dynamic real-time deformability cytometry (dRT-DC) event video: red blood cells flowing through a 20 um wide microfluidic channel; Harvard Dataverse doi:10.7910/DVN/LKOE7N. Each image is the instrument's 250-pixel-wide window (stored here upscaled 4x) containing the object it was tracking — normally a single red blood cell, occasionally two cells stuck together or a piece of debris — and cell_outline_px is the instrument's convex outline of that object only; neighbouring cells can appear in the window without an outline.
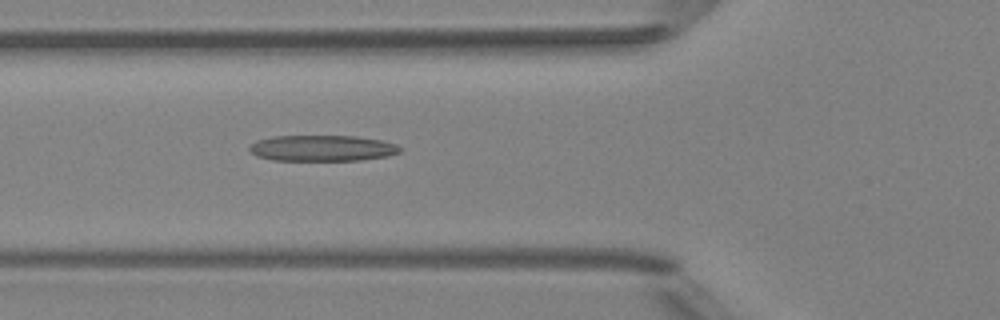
{"species": "Egyptian fruit bat (a non-hibernating species)", "species_latin": "Rousettus aegyptiacus", "temperature_condition": "room temperature", "stored_images_in_passage": 5, "camera_frame_rate_fps": 3000, "um_per_image_px": 0.085, "animal": {"sex": "female"}, "frame": {"image": 1, "passage_image": 5, "time_ms": 5.333, "image_size_px": [1000, 320], "cell_outline_px": [[400, 152], [388, 156], [360, 160], [272, 160], [256, 156], [248, 148], [256, 140], [272, 136], [356, 136], [380, 140], [396, 144], [400, 148]], "centroid_in_image_um": [27.37, 12.59], "position_along_channel_um": 98.4, "area_um2": 22.72}}